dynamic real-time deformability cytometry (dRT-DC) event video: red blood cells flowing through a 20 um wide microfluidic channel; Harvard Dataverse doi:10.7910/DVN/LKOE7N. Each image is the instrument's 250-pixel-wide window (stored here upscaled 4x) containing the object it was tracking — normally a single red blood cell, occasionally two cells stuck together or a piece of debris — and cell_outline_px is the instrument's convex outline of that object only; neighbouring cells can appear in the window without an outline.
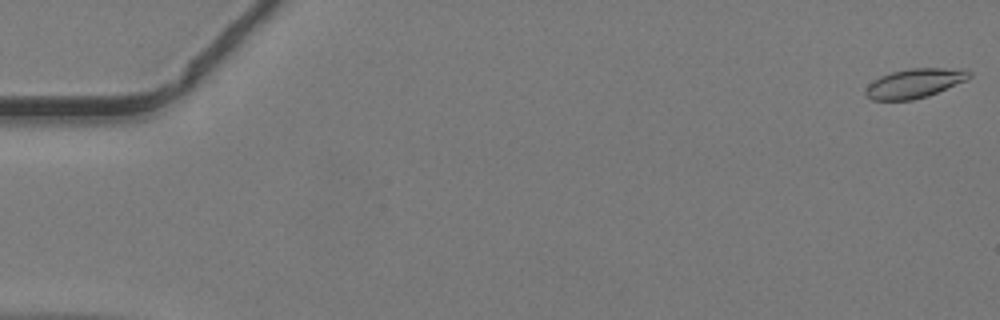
{"species": "common noctule bat (a hibernating species)", "species_latin": "Nyctalus noctula", "temperature_condition": "warm", "stored_images_in_passage": 49, "camera_frame_rate_fps": 3000, "um_per_image_px": 0.085, "animal": {"sex": "male", "body_mass_g": 19.2, "forearm_length_mm": 51.8}, "frame": {"image": 1, "passage_image": 1, "time_ms": 0.0, "image_size_px": [1000, 320], "cell_outline_px": [[972, 76], [968, 80], [928, 96], [912, 100], [872, 100], [864, 92], [868, 84], [872, 80], [880, 76], [892, 72], [908, 68], [964, 68], [972, 72]], "centroid_in_image_um": [77.78, 7.06], "position_along_channel_um": 7.2, "area_um2": 17.98}}
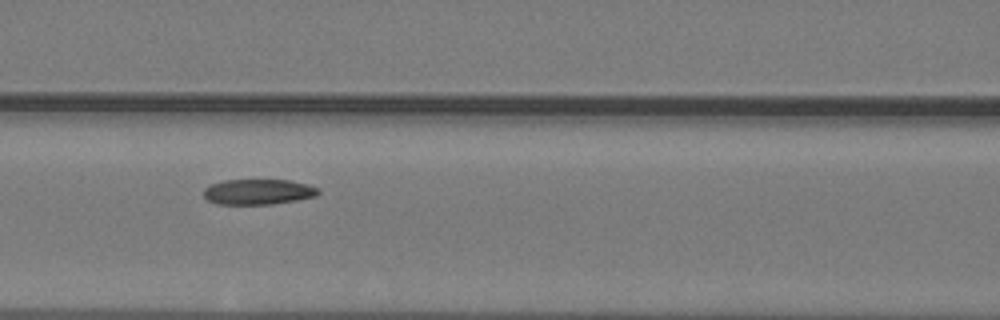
{"frame": {"image": 2, "passage_image": 22, "time_ms": 7.0, "image_size_px": [1000, 320], "cell_outline_px": [[320, 192], [316, 196], [296, 200], [272, 204], [216, 204], [208, 200], [204, 196], [204, 188], [212, 184], [224, 180], [288, 180], [308, 184], [320, 188]], "centroid_in_image_um": [21.97, 16.3], "position_along_channel_um": 144.6, "area_um2": 16.99}}
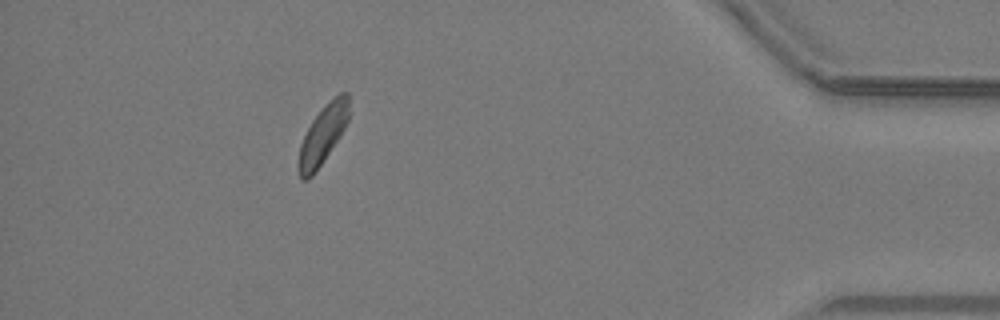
{"frame": {"image": 3, "passage_image": 44, "time_ms": 14.333, "image_size_px": [1000, 320], "cell_outline_px": [[348, 120], [340, 136], [312, 176], [308, 180], [300, 180], [296, 168], [300, 144], [312, 120], [340, 92], [348, 92]], "centroid_in_image_um": [27.39, 11.54], "position_along_channel_um": 407.8, "area_um2": 16.82}}